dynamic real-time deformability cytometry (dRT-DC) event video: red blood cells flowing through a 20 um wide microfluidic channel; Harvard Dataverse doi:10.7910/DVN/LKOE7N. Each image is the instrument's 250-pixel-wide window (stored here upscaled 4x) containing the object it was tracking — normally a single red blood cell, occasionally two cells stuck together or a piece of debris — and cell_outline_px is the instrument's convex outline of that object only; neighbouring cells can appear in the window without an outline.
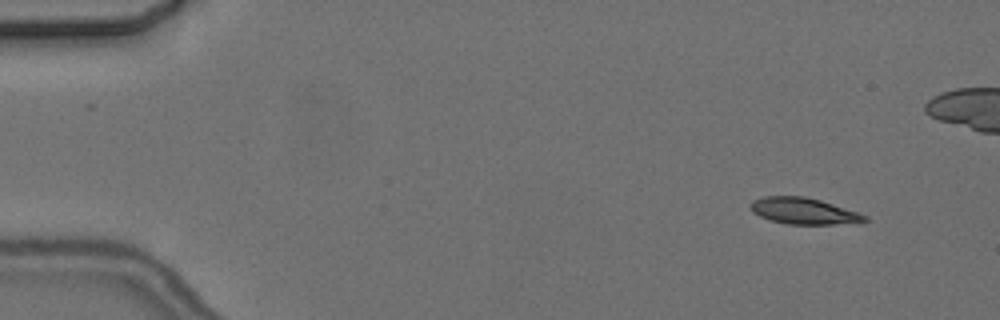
{"species": "common noctule bat (a hibernating species)", "species_latin": "Nyctalus noctula", "temperature_condition": "cold", "stored_images_in_passage": 7, "segment_of_instrument_passage": [1, 2], "camera_frame_rate_fps": 3000, "um_per_image_px": 0.085, "animal": {"sex": "female", "body_mass_g": 24.6, "forearm_length_mm": 56.2}, "frame": {"image": 1, "passage_image": 1, "time_ms": 0.0, "image_size_px": [1000, 320], "cell_outline_px": [[868, 220], [832, 224], [788, 224], [772, 220], [760, 216], [752, 212], [752, 200], [764, 196], [804, 196], [820, 200], [868, 216]], "centroid_in_image_um": [68.27, 17.92], "position_along_channel_um": 16.7, "area_um2": 17.05}}
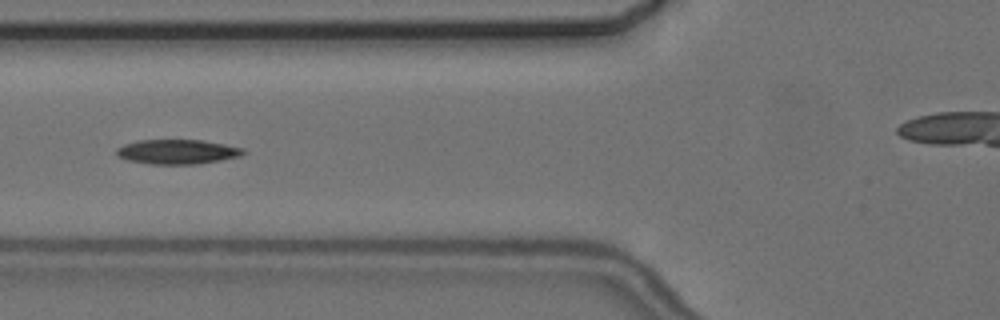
{"frame": {"image": 2, "passage_image": 5, "time_ms": 5.667, "image_size_px": [1000, 320], "cell_outline_px": [[248, 152], [240, 156], [220, 160], [196, 164], [152, 164], [128, 160], [120, 156], [116, 152], [116, 148], [124, 144], [140, 140], [204, 140], [244, 148]], "centroid_in_image_um": [15.12, 12.89], "position_along_channel_um": 110.7, "area_um2": 18.09}}
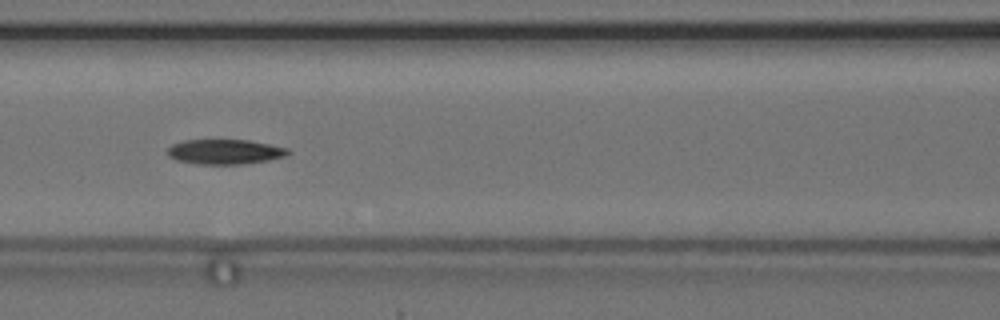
{"frame": {"image": 3, "passage_image": 6, "time_ms": 6.667, "image_size_px": [1000, 320], "cell_outline_px": [[292, 152], [284, 156], [268, 160], [240, 164], [196, 164], [176, 160], [168, 156], [168, 148], [172, 144], [184, 140], [248, 140], [288, 148]], "centroid_in_image_um": [19.1, 12.9], "position_along_channel_um": 147.5, "area_um2": 17.4}}